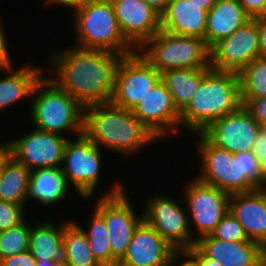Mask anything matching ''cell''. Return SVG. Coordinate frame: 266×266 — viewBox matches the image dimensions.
<instances>
[{
	"label": "cell",
	"instance_id": "6da1fadb",
	"mask_svg": "<svg viewBox=\"0 0 266 266\" xmlns=\"http://www.w3.org/2000/svg\"><path fill=\"white\" fill-rule=\"evenodd\" d=\"M52 55L50 61L56 68L58 79L51 80L59 88L83 107L111 102L115 71L121 55L77 46Z\"/></svg>",
	"mask_w": 266,
	"mask_h": 266
},
{
	"label": "cell",
	"instance_id": "7a4b0ae2",
	"mask_svg": "<svg viewBox=\"0 0 266 266\" xmlns=\"http://www.w3.org/2000/svg\"><path fill=\"white\" fill-rule=\"evenodd\" d=\"M84 134L99 147L106 146L125 155L137 153L158 140L132 110L111 102L84 107Z\"/></svg>",
	"mask_w": 266,
	"mask_h": 266
},
{
	"label": "cell",
	"instance_id": "3957f363",
	"mask_svg": "<svg viewBox=\"0 0 266 266\" xmlns=\"http://www.w3.org/2000/svg\"><path fill=\"white\" fill-rule=\"evenodd\" d=\"M242 106L239 74L211 69L189 104L180 112V125L201 133L213 121Z\"/></svg>",
	"mask_w": 266,
	"mask_h": 266
},
{
	"label": "cell",
	"instance_id": "277c9868",
	"mask_svg": "<svg viewBox=\"0 0 266 266\" xmlns=\"http://www.w3.org/2000/svg\"><path fill=\"white\" fill-rule=\"evenodd\" d=\"M33 95L31 120L36 129L60 135L67 130L84 134V107L51 79L41 77Z\"/></svg>",
	"mask_w": 266,
	"mask_h": 266
},
{
	"label": "cell",
	"instance_id": "5b68a950",
	"mask_svg": "<svg viewBox=\"0 0 266 266\" xmlns=\"http://www.w3.org/2000/svg\"><path fill=\"white\" fill-rule=\"evenodd\" d=\"M74 9L77 47L105 50L121 56L135 52L119 29L111 0L88 3Z\"/></svg>",
	"mask_w": 266,
	"mask_h": 266
},
{
	"label": "cell",
	"instance_id": "8992f818",
	"mask_svg": "<svg viewBox=\"0 0 266 266\" xmlns=\"http://www.w3.org/2000/svg\"><path fill=\"white\" fill-rule=\"evenodd\" d=\"M140 55L160 74L178 68L210 67V48L204 39L180 36L162 29L139 48Z\"/></svg>",
	"mask_w": 266,
	"mask_h": 266
},
{
	"label": "cell",
	"instance_id": "52a82bcc",
	"mask_svg": "<svg viewBox=\"0 0 266 266\" xmlns=\"http://www.w3.org/2000/svg\"><path fill=\"white\" fill-rule=\"evenodd\" d=\"M116 184L112 191L99 198L94 210L105 220L112 255L120 261L126 254L133 232L143 220V215L135 214L122 185Z\"/></svg>",
	"mask_w": 266,
	"mask_h": 266
},
{
	"label": "cell",
	"instance_id": "ba28073f",
	"mask_svg": "<svg viewBox=\"0 0 266 266\" xmlns=\"http://www.w3.org/2000/svg\"><path fill=\"white\" fill-rule=\"evenodd\" d=\"M199 152L202 159V173L197 179L220 190L232 193L251 192L258 189L238 168V158L234 153L212 144L202 133Z\"/></svg>",
	"mask_w": 266,
	"mask_h": 266
},
{
	"label": "cell",
	"instance_id": "9c48e42d",
	"mask_svg": "<svg viewBox=\"0 0 266 266\" xmlns=\"http://www.w3.org/2000/svg\"><path fill=\"white\" fill-rule=\"evenodd\" d=\"M138 49L122 56L114 77V90L111 103L129 110L145 97L160 80V73L151 66Z\"/></svg>",
	"mask_w": 266,
	"mask_h": 266
},
{
	"label": "cell",
	"instance_id": "30bf717a",
	"mask_svg": "<svg viewBox=\"0 0 266 266\" xmlns=\"http://www.w3.org/2000/svg\"><path fill=\"white\" fill-rule=\"evenodd\" d=\"M100 148L85 134L77 140H67L61 166L68 183L75 186L83 198H91L98 184L101 168Z\"/></svg>",
	"mask_w": 266,
	"mask_h": 266
},
{
	"label": "cell",
	"instance_id": "8fae6325",
	"mask_svg": "<svg viewBox=\"0 0 266 266\" xmlns=\"http://www.w3.org/2000/svg\"><path fill=\"white\" fill-rule=\"evenodd\" d=\"M259 57L258 26L255 19H250L210 48V67L216 71L239 74Z\"/></svg>",
	"mask_w": 266,
	"mask_h": 266
},
{
	"label": "cell",
	"instance_id": "7c38bea8",
	"mask_svg": "<svg viewBox=\"0 0 266 266\" xmlns=\"http://www.w3.org/2000/svg\"><path fill=\"white\" fill-rule=\"evenodd\" d=\"M151 198L143 219L178 252L192 248L196 239L191 237L190 220L185 209L166 196L155 195Z\"/></svg>",
	"mask_w": 266,
	"mask_h": 266
},
{
	"label": "cell",
	"instance_id": "4fadbf2b",
	"mask_svg": "<svg viewBox=\"0 0 266 266\" xmlns=\"http://www.w3.org/2000/svg\"><path fill=\"white\" fill-rule=\"evenodd\" d=\"M189 219L200 237L211 234L230 210V193L205 184L195 178L186 187Z\"/></svg>",
	"mask_w": 266,
	"mask_h": 266
},
{
	"label": "cell",
	"instance_id": "5bb4252c",
	"mask_svg": "<svg viewBox=\"0 0 266 266\" xmlns=\"http://www.w3.org/2000/svg\"><path fill=\"white\" fill-rule=\"evenodd\" d=\"M67 140L60 134L35 128L24 137L10 141V155L30 171L61 166Z\"/></svg>",
	"mask_w": 266,
	"mask_h": 266
},
{
	"label": "cell",
	"instance_id": "9a60e30c",
	"mask_svg": "<svg viewBox=\"0 0 266 266\" xmlns=\"http://www.w3.org/2000/svg\"><path fill=\"white\" fill-rule=\"evenodd\" d=\"M260 128L242 105L236 111L213 121L201 133L215 146L235 154L252 150Z\"/></svg>",
	"mask_w": 266,
	"mask_h": 266
},
{
	"label": "cell",
	"instance_id": "2e32d148",
	"mask_svg": "<svg viewBox=\"0 0 266 266\" xmlns=\"http://www.w3.org/2000/svg\"><path fill=\"white\" fill-rule=\"evenodd\" d=\"M124 38L139 48L161 30V15L142 0H111Z\"/></svg>",
	"mask_w": 266,
	"mask_h": 266
},
{
	"label": "cell",
	"instance_id": "e0dca14e",
	"mask_svg": "<svg viewBox=\"0 0 266 266\" xmlns=\"http://www.w3.org/2000/svg\"><path fill=\"white\" fill-rule=\"evenodd\" d=\"M132 111L140 122L160 138L169 131L176 133L180 126V112L161 79Z\"/></svg>",
	"mask_w": 266,
	"mask_h": 266
},
{
	"label": "cell",
	"instance_id": "ac0fdd59",
	"mask_svg": "<svg viewBox=\"0 0 266 266\" xmlns=\"http://www.w3.org/2000/svg\"><path fill=\"white\" fill-rule=\"evenodd\" d=\"M178 251L144 219L135 228L122 266H168Z\"/></svg>",
	"mask_w": 266,
	"mask_h": 266
},
{
	"label": "cell",
	"instance_id": "d6986e66",
	"mask_svg": "<svg viewBox=\"0 0 266 266\" xmlns=\"http://www.w3.org/2000/svg\"><path fill=\"white\" fill-rule=\"evenodd\" d=\"M195 246L221 266H262L266 249L258 242L224 241L211 234L196 239Z\"/></svg>",
	"mask_w": 266,
	"mask_h": 266
},
{
	"label": "cell",
	"instance_id": "ffe728a7",
	"mask_svg": "<svg viewBox=\"0 0 266 266\" xmlns=\"http://www.w3.org/2000/svg\"><path fill=\"white\" fill-rule=\"evenodd\" d=\"M229 211L242 225L249 240L266 249V188L232 193Z\"/></svg>",
	"mask_w": 266,
	"mask_h": 266
},
{
	"label": "cell",
	"instance_id": "44dd1931",
	"mask_svg": "<svg viewBox=\"0 0 266 266\" xmlns=\"http://www.w3.org/2000/svg\"><path fill=\"white\" fill-rule=\"evenodd\" d=\"M207 13L190 0H170L166 11L161 15V29L205 40Z\"/></svg>",
	"mask_w": 266,
	"mask_h": 266
},
{
	"label": "cell",
	"instance_id": "7402d4cb",
	"mask_svg": "<svg viewBox=\"0 0 266 266\" xmlns=\"http://www.w3.org/2000/svg\"><path fill=\"white\" fill-rule=\"evenodd\" d=\"M250 19L238 0H219L207 13L205 32L207 46L211 48Z\"/></svg>",
	"mask_w": 266,
	"mask_h": 266
},
{
	"label": "cell",
	"instance_id": "603a6c76",
	"mask_svg": "<svg viewBox=\"0 0 266 266\" xmlns=\"http://www.w3.org/2000/svg\"><path fill=\"white\" fill-rule=\"evenodd\" d=\"M69 183L61 166L30 171L26 199L33 198L43 205H53L67 196Z\"/></svg>",
	"mask_w": 266,
	"mask_h": 266
},
{
	"label": "cell",
	"instance_id": "cb8c5ba5",
	"mask_svg": "<svg viewBox=\"0 0 266 266\" xmlns=\"http://www.w3.org/2000/svg\"><path fill=\"white\" fill-rule=\"evenodd\" d=\"M63 235L64 225L57 229L50 221L31 226L29 251L37 261L53 260L60 266H66L68 256Z\"/></svg>",
	"mask_w": 266,
	"mask_h": 266
},
{
	"label": "cell",
	"instance_id": "d4e9b609",
	"mask_svg": "<svg viewBox=\"0 0 266 266\" xmlns=\"http://www.w3.org/2000/svg\"><path fill=\"white\" fill-rule=\"evenodd\" d=\"M211 67L200 69H170L160 74V79L172 95L175 107L181 112L198 90Z\"/></svg>",
	"mask_w": 266,
	"mask_h": 266
},
{
	"label": "cell",
	"instance_id": "484cf974",
	"mask_svg": "<svg viewBox=\"0 0 266 266\" xmlns=\"http://www.w3.org/2000/svg\"><path fill=\"white\" fill-rule=\"evenodd\" d=\"M39 67L24 65L12 74L0 80V110L16 103L18 100L32 96L35 84L42 77Z\"/></svg>",
	"mask_w": 266,
	"mask_h": 266
},
{
	"label": "cell",
	"instance_id": "4316f807",
	"mask_svg": "<svg viewBox=\"0 0 266 266\" xmlns=\"http://www.w3.org/2000/svg\"><path fill=\"white\" fill-rule=\"evenodd\" d=\"M30 170L10 156L0 169V201L24 205Z\"/></svg>",
	"mask_w": 266,
	"mask_h": 266
},
{
	"label": "cell",
	"instance_id": "83f0119b",
	"mask_svg": "<svg viewBox=\"0 0 266 266\" xmlns=\"http://www.w3.org/2000/svg\"><path fill=\"white\" fill-rule=\"evenodd\" d=\"M63 243L68 256L66 266H102L94 257L87 235L75 221L64 224Z\"/></svg>",
	"mask_w": 266,
	"mask_h": 266
},
{
	"label": "cell",
	"instance_id": "f1b7e54d",
	"mask_svg": "<svg viewBox=\"0 0 266 266\" xmlns=\"http://www.w3.org/2000/svg\"><path fill=\"white\" fill-rule=\"evenodd\" d=\"M91 225L87 235L94 257L102 266H114L119 261L112 255L108 229L105 220L94 210Z\"/></svg>",
	"mask_w": 266,
	"mask_h": 266
},
{
	"label": "cell",
	"instance_id": "f546056e",
	"mask_svg": "<svg viewBox=\"0 0 266 266\" xmlns=\"http://www.w3.org/2000/svg\"><path fill=\"white\" fill-rule=\"evenodd\" d=\"M241 99L266 96V57L251 61L240 73Z\"/></svg>",
	"mask_w": 266,
	"mask_h": 266
},
{
	"label": "cell",
	"instance_id": "4dcf8cb0",
	"mask_svg": "<svg viewBox=\"0 0 266 266\" xmlns=\"http://www.w3.org/2000/svg\"><path fill=\"white\" fill-rule=\"evenodd\" d=\"M31 226L24 220L0 232V260L29 250Z\"/></svg>",
	"mask_w": 266,
	"mask_h": 266
},
{
	"label": "cell",
	"instance_id": "1f68e13d",
	"mask_svg": "<svg viewBox=\"0 0 266 266\" xmlns=\"http://www.w3.org/2000/svg\"><path fill=\"white\" fill-rule=\"evenodd\" d=\"M238 158V168L257 188H266L263 172L256 155L252 151L234 154Z\"/></svg>",
	"mask_w": 266,
	"mask_h": 266
},
{
	"label": "cell",
	"instance_id": "d6a6232c",
	"mask_svg": "<svg viewBox=\"0 0 266 266\" xmlns=\"http://www.w3.org/2000/svg\"><path fill=\"white\" fill-rule=\"evenodd\" d=\"M211 235L224 241H250L242 225L230 211L223 217Z\"/></svg>",
	"mask_w": 266,
	"mask_h": 266
},
{
	"label": "cell",
	"instance_id": "836d02e7",
	"mask_svg": "<svg viewBox=\"0 0 266 266\" xmlns=\"http://www.w3.org/2000/svg\"><path fill=\"white\" fill-rule=\"evenodd\" d=\"M23 205L0 201V232L15 227L24 221Z\"/></svg>",
	"mask_w": 266,
	"mask_h": 266
},
{
	"label": "cell",
	"instance_id": "e575fe53",
	"mask_svg": "<svg viewBox=\"0 0 266 266\" xmlns=\"http://www.w3.org/2000/svg\"><path fill=\"white\" fill-rule=\"evenodd\" d=\"M241 101L254 120L261 127H266V96L257 99H241Z\"/></svg>",
	"mask_w": 266,
	"mask_h": 266
},
{
	"label": "cell",
	"instance_id": "d590c367",
	"mask_svg": "<svg viewBox=\"0 0 266 266\" xmlns=\"http://www.w3.org/2000/svg\"><path fill=\"white\" fill-rule=\"evenodd\" d=\"M257 157L266 182V127H261L253 142L252 150Z\"/></svg>",
	"mask_w": 266,
	"mask_h": 266
},
{
	"label": "cell",
	"instance_id": "8d00e7d4",
	"mask_svg": "<svg viewBox=\"0 0 266 266\" xmlns=\"http://www.w3.org/2000/svg\"><path fill=\"white\" fill-rule=\"evenodd\" d=\"M37 260L28 250L16 255H10L0 260V266H36Z\"/></svg>",
	"mask_w": 266,
	"mask_h": 266
},
{
	"label": "cell",
	"instance_id": "74e56055",
	"mask_svg": "<svg viewBox=\"0 0 266 266\" xmlns=\"http://www.w3.org/2000/svg\"><path fill=\"white\" fill-rule=\"evenodd\" d=\"M245 13L251 18H258L264 10L266 0H238Z\"/></svg>",
	"mask_w": 266,
	"mask_h": 266
},
{
	"label": "cell",
	"instance_id": "f35d334b",
	"mask_svg": "<svg viewBox=\"0 0 266 266\" xmlns=\"http://www.w3.org/2000/svg\"><path fill=\"white\" fill-rule=\"evenodd\" d=\"M185 253L189 255L198 266H221L217 260L206 257L195 245L186 250Z\"/></svg>",
	"mask_w": 266,
	"mask_h": 266
},
{
	"label": "cell",
	"instance_id": "ab89813d",
	"mask_svg": "<svg viewBox=\"0 0 266 266\" xmlns=\"http://www.w3.org/2000/svg\"><path fill=\"white\" fill-rule=\"evenodd\" d=\"M0 23V70L6 69V71L12 70V60L6 45L5 35L2 31Z\"/></svg>",
	"mask_w": 266,
	"mask_h": 266
},
{
	"label": "cell",
	"instance_id": "60d3db41",
	"mask_svg": "<svg viewBox=\"0 0 266 266\" xmlns=\"http://www.w3.org/2000/svg\"><path fill=\"white\" fill-rule=\"evenodd\" d=\"M257 22L259 32V50L260 57H266V21L254 18Z\"/></svg>",
	"mask_w": 266,
	"mask_h": 266
},
{
	"label": "cell",
	"instance_id": "b9f144b4",
	"mask_svg": "<svg viewBox=\"0 0 266 266\" xmlns=\"http://www.w3.org/2000/svg\"><path fill=\"white\" fill-rule=\"evenodd\" d=\"M100 1H105V0H47L46 3H48V4L52 3L54 5L61 4L63 6H70V7L77 8V7L82 6L84 4L100 2Z\"/></svg>",
	"mask_w": 266,
	"mask_h": 266
},
{
	"label": "cell",
	"instance_id": "7bdbcfd3",
	"mask_svg": "<svg viewBox=\"0 0 266 266\" xmlns=\"http://www.w3.org/2000/svg\"><path fill=\"white\" fill-rule=\"evenodd\" d=\"M148 3L155 11L162 15L168 6L170 0H142Z\"/></svg>",
	"mask_w": 266,
	"mask_h": 266
},
{
	"label": "cell",
	"instance_id": "ee69618b",
	"mask_svg": "<svg viewBox=\"0 0 266 266\" xmlns=\"http://www.w3.org/2000/svg\"><path fill=\"white\" fill-rule=\"evenodd\" d=\"M180 254L183 255V256H185V257H187L188 258V261H186V262H184V263H182L180 265H177V266H198V264L189 255H187L185 252H177L173 256V258L171 259L170 264L168 266H174V265L176 266L175 263H176L177 260H179L177 258H180L179 257Z\"/></svg>",
	"mask_w": 266,
	"mask_h": 266
},
{
	"label": "cell",
	"instance_id": "f6af8a7d",
	"mask_svg": "<svg viewBox=\"0 0 266 266\" xmlns=\"http://www.w3.org/2000/svg\"><path fill=\"white\" fill-rule=\"evenodd\" d=\"M10 156V142L0 144V169Z\"/></svg>",
	"mask_w": 266,
	"mask_h": 266
},
{
	"label": "cell",
	"instance_id": "bcb514c9",
	"mask_svg": "<svg viewBox=\"0 0 266 266\" xmlns=\"http://www.w3.org/2000/svg\"><path fill=\"white\" fill-rule=\"evenodd\" d=\"M195 5L200 6V8L209 11L210 8L215 5L219 0H190Z\"/></svg>",
	"mask_w": 266,
	"mask_h": 266
},
{
	"label": "cell",
	"instance_id": "7dc6e473",
	"mask_svg": "<svg viewBox=\"0 0 266 266\" xmlns=\"http://www.w3.org/2000/svg\"><path fill=\"white\" fill-rule=\"evenodd\" d=\"M36 266H60V265L53 260H43V261H37Z\"/></svg>",
	"mask_w": 266,
	"mask_h": 266
},
{
	"label": "cell",
	"instance_id": "c3c4849f",
	"mask_svg": "<svg viewBox=\"0 0 266 266\" xmlns=\"http://www.w3.org/2000/svg\"><path fill=\"white\" fill-rule=\"evenodd\" d=\"M258 19L262 20V21H266V5H265L264 10L262 11V13L259 15Z\"/></svg>",
	"mask_w": 266,
	"mask_h": 266
},
{
	"label": "cell",
	"instance_id": "681fc988",
	"mask_svg": "<svg viewBox=\"0 0 266 266\" xmlns=\"http://www.w3.org/2000/svg\"><path fill=\"white\" fill-rule=\"evenodd\" d=\"M262 266H266V251H265L264 256H263Z\"/></svg>",
	"mask_w": 266,
	"mask_h": 266
}]
</instances>
